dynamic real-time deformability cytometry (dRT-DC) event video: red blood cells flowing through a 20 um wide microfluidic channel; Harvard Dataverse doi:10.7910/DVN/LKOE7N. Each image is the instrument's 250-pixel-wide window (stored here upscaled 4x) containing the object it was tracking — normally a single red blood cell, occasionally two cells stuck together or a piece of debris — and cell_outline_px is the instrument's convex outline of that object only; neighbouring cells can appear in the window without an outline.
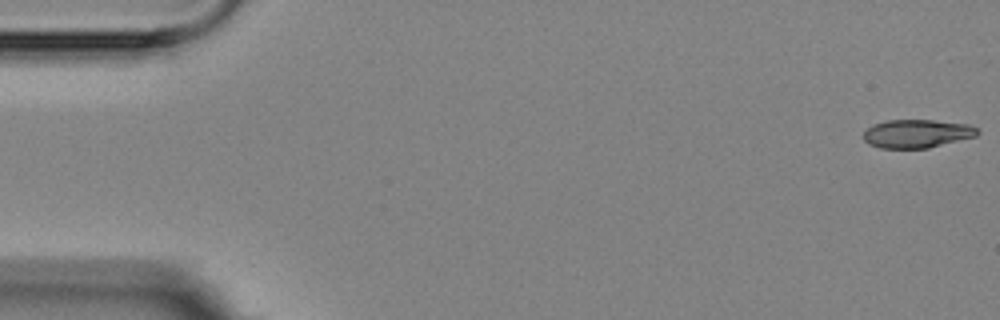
{"species": "Egyptian fruit bat (a non-hibernating species)", "species_latin": "Rousettus aegyptiacus", "temperature_condition": "room temperature", "stored_images_in_passage": 6, "camera_frame_rate_fps": 3000, "um_per_image_px": 0.085, "animal": {"sex": "female"}, "frame": {"image": 1, "passage_image": 1, "time_ms": 0.0, "image_size_px": [1000, 320], "cell_outline_px": [[980, 132], [976, 136], [928, 148], [880, 148], [868, 144], [864, 140], [864, 132], [872, 124], [888, 120], [932, 120], [968, 124], [976, 128]], "centroid_in_image_um": [77.92, 11.36], "position_along_channel_um": 7.1, "area_um2": 18.79}}
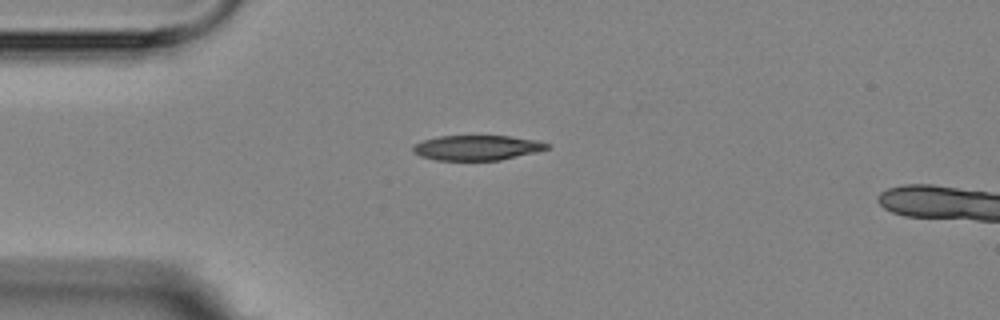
{"frame": {"image": 2, "passage_image": 5, "time_ms": 4.333, "image_size_px": [1000, 320], "cell_outline_px": [[552, 148], [536, 152], [500, 160], [436, 160], [420, 156], [412, 152], [412, 148], [416, 144], [424, 140], [440, 136], [508, 136], [536, 140], [548, 144]], "centroid_in_image_um": [40.55, 12.56], "position_along_channel_um": 44.4, "area_um2": 19.42}}